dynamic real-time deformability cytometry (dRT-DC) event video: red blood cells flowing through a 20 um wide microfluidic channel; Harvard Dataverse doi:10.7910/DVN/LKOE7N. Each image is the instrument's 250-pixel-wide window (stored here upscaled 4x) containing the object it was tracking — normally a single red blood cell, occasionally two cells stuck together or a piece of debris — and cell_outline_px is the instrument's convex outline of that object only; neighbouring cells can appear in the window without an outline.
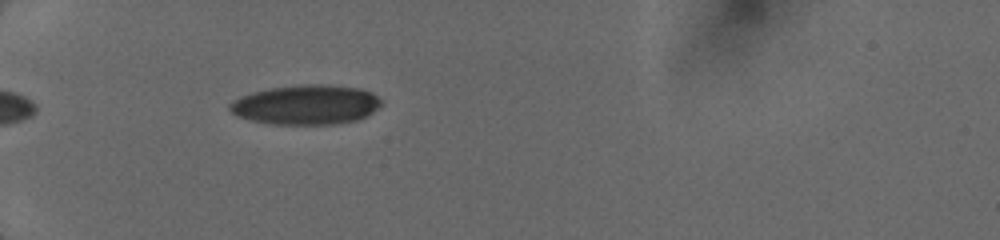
{"species": "human", "species_latin": "Homo sapiens", "temperature_condition": "cold", "stored_images_in_passage": 9, "camera_frame_rate_fps": 3000, "um_per_image_px": 0.085, "donor": {"sex": "female"}, "frame": {"image": 1, "passage_image": 3, "time_ms": 1.0, "image_size_px": [1000, 240], "cell_outline_px": [[380, 104], [372, 112], [356, 120], [332, 124], [272, 124], [252, 120], [236, 116], [228, 108], [228, 104], [240, 96], [252, 92], [272, 88], [300, 84], [320, 84], [360, 88], [372, 92], [380, 100]], "centroid_in_image_um": [25.97, 8.89], "position_along_channel_um": 59.0, "area_um2": 34.74}}
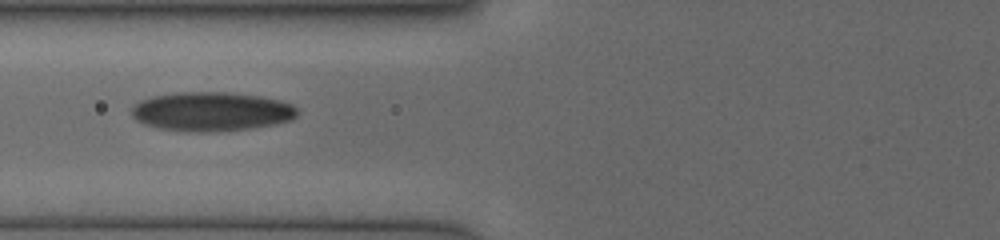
{"frame": {"image": 2, "passage_image": 7, "time_ms": 2.667, "image_size_px": [1000, 240], "cell_outline_px": [[296, 116], [292, 120], [276, 124], [248, 128], [204, 132], [196, 132], [160, 128], [144, 124], [136, 120], [132, 116], [132, 108], [140, 100], [152, 96], [176, 92], [228, 92], [260, 96], [280, 100], [292, 104], [296, 108]], "centroid_in_image_um": [17.97, 9.47], "position_along_channel_um": 107.8, "area_um2": 37.63}}